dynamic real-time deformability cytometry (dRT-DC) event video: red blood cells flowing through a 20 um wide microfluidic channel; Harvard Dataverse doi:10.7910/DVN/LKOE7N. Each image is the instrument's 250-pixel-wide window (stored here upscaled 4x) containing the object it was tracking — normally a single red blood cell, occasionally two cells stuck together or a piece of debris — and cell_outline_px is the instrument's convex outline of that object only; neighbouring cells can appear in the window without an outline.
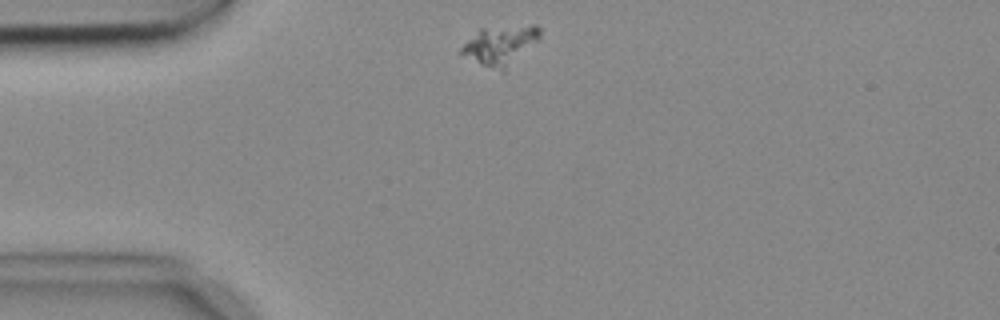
{"species": "common noctule bat (a hibernating species)", "species_latin": "Nyctalus noctula", "temperature_condition": "cold", "stored_images_in_passage": 2, "camera_frame_rate_fps": 3000, "um_per_image_px": 0.085, "animal": {"sex": "female", "body_mass_g": 18.4}, "frame": {"image": 1, "passage_image": 1, "time_ms": 0.0, "image_size_px": [1000, 320], "cell_outline_px": [[540, 36], [504, 72], [500, 72], [480, 64], [460, 52], [460, 48], [480, 28], [532, 24], [536, 24], [540, 28]], "centroid_in_image_um": [42.53, 3.83], "position_along_channel_um": 42.5, "area_um2": 17.63}}